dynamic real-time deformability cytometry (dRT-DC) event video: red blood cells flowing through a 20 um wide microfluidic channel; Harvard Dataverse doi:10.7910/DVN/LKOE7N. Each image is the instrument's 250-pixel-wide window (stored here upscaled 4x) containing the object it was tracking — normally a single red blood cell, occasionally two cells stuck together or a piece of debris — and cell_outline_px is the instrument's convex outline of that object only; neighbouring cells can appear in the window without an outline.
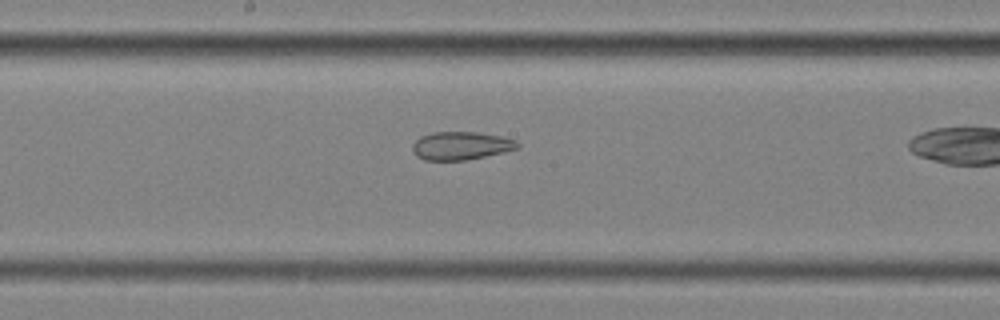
{"species": "common noctule bat (a hibernating species)", "species_latin": "Nyctalus noctula", "temperature_condition": "cold", "stored_images_in_passage": 36, "camera_frame_rate_fps": 3000, "um_per_image_px": 0.085, "animal": {"sex": "female", "body_mass_g": 25.1}, "frame": {"image": 1, "passage_image": 21, "time_ms": 6.667, "image_size_px": [1000, 320], "cell_outline_px": [[520, 148], [484, 156], [464, 160], [424, 160], [416, 156], [412, 148], [412, 144], [420, 136], [432, 132], [476, 132], [500, 136], [516, 140], [520, 144]], "centroid_in_image_um": [39.16, 12.38], "position_along_channel_um": 209.0, "area_um2": 17.17}}